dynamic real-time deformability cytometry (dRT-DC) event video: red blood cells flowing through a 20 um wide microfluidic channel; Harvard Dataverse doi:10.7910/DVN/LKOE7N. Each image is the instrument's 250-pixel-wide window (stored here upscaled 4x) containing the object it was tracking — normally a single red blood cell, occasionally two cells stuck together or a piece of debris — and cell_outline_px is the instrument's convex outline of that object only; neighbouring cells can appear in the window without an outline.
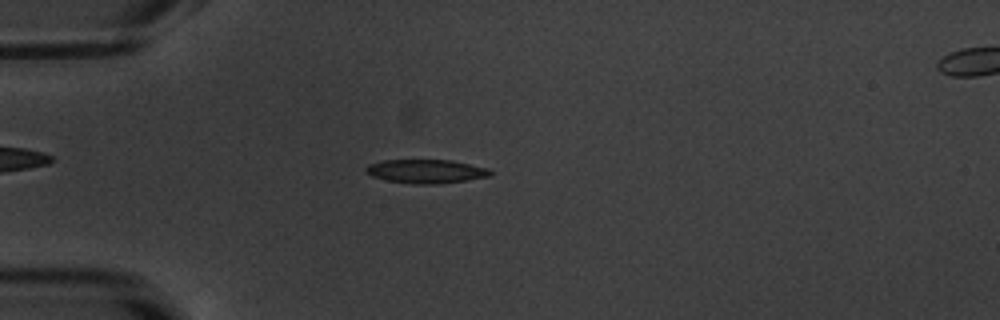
{"species": "common noctule bat (a hibernating species)", "species_latin": "Nyctalus noctula", "temperature_condition": "warm", "stored_images_in_passage": 53, "camera_frame_rate_fps": 3000, "um_per_image_px": 0.085, "animal": {"sex": "male", "body_mass_g": 20.1, "forearm_length_mm": 53.5}, "frame": {"image": 1, "passage_image": 15, "time_ms": 4.667, "image_size_px": [1000, 320], "cell_outline_px": [[492, 176], [440, 184], [416, 184], [388, 180], [372, 176], [364, 172], [364, 168], [368, 164], [384, 160], [452, 160], [488, 168], [492, 172]], "centroid_in_image_um": [36.22, 14.56], "position_along_channel_um": 48.8, "area_um2": 17.28}}
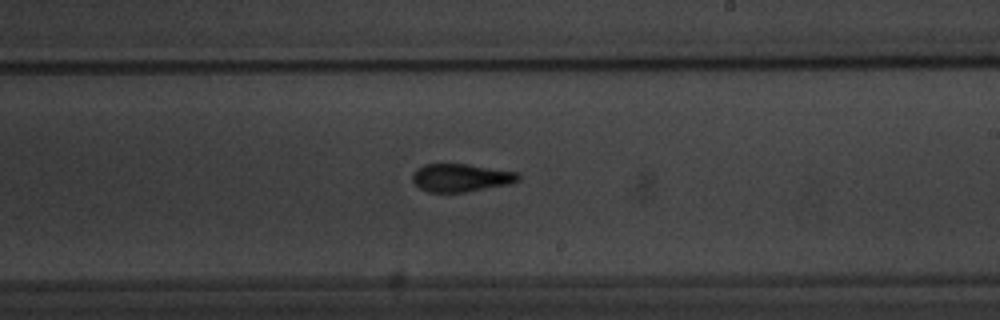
{"frame": {"image": 2, "passage_image": 32, "time_ms": 10.333, "image_size_px": [1000, 320], "cell_outline_px": [[520, 180], [508, 184], [464, 192], [428, 192], [420, 188], [412, 180], [412, 176], [416, 168], [424, 164], [468, 164], [520, 172]], "centroid_in_image_um": [39.19, 15.09], "position_along_channel_um": 249.8, "area_um2": 17.28}}
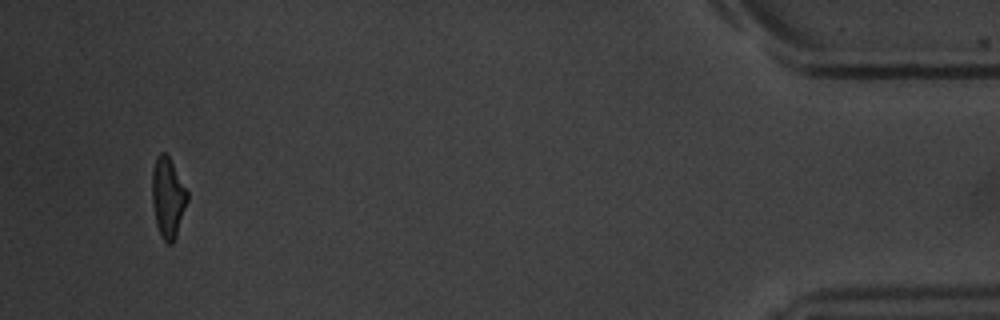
{"frame": {"image": 3, "passage_image": 51, "time_ms": 16.667, "image_size_px": [1000, 320], "cell_outline_px": [[188, 200], [176, 236], [172, 244], [168, 244], [160, 236], [156, 224], [152, 204], [152, 172], [156, 156], [160, 152], [164, 152], [168, 156], [188, 192]], "centroid_in_image_um": [14.26, 16.81], "position_along_channel_um": 420.9, "area_um2": 16.42}, "authors_computed_cell_mechanics": {"area_um2": 17.2822, "velocity_mm_per_s": 3.8264, "shape_relaxation_time_tau1_ms": 2.948, "shape_relaxation_time_tau2_ms": 1.7056, "deformation_change_tau1": 0.1857, "deformation_change_tau2": 0.1078}}